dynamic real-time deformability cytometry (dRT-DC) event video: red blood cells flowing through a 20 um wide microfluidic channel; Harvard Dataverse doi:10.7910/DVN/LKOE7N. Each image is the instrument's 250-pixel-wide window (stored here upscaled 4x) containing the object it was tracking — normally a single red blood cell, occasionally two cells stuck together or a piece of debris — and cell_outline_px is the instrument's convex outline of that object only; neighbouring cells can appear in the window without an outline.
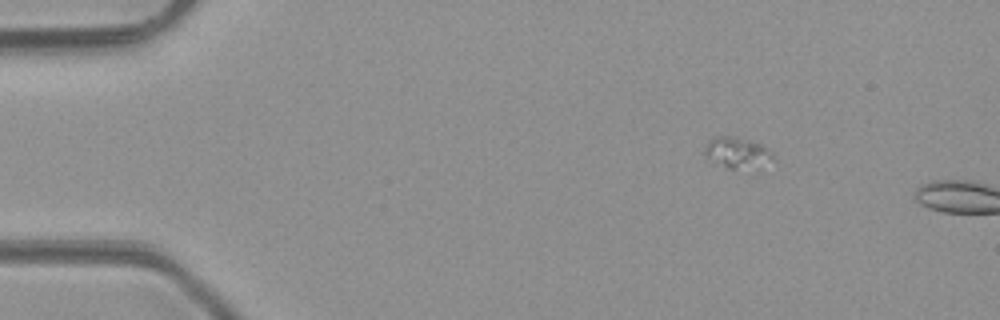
{"species": "common noctule bat (a hibernating species)", "species_latin": "Nyctalus noctula", "temperature_condition": "room temperature", "stored_images_in_passage": 2, "camera_frame_rate_fps": 3000, "um_per_image_px": 0.085, "animal": {"sex": "male", "body_mass_g": 23.1, "forearm_length_mm": 52.7}, "frame": {"image": 1, "passage_image": 1, "time_ms": 0.0, "image_size_px": [1000, 320], "cell_outline_px": [[772, 156], [732, 168], [728, 168], [704, 152], [704, 148], [708, 140], [716, 136], [736, 136], [760, 144], [772, 152]], "centroid_in_image_um": [62.5, 12.82], "position_along_channel_um": 22.5, "area_um2": 10.52}}